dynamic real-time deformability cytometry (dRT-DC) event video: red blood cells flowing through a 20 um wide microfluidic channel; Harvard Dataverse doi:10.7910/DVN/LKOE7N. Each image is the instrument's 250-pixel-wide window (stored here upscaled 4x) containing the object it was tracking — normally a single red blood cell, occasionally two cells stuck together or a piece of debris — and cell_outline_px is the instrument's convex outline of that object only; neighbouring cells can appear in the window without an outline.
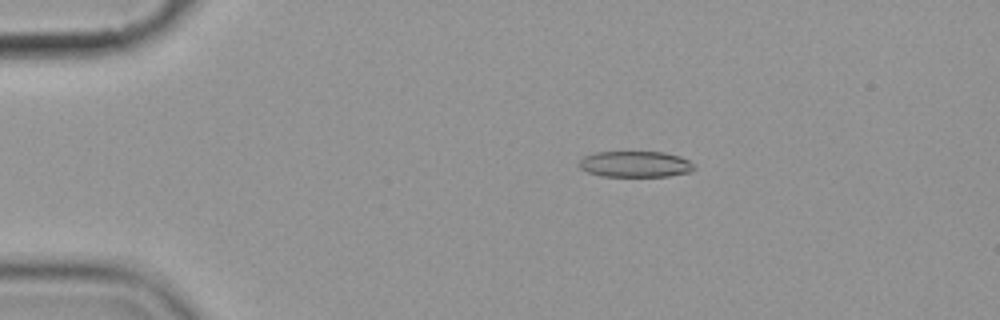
{"species": "common noctule bat (a hibernating species)", "species_latin": "Nyctalus noctula", "temperature_condition": "cold", "stored_images_in_passage": 5, "camera_frame_rate_fps": 3000, "um_per_image_px": 0.085, "animal": {"sex": "female", "body_mass_g": 19.9}, "frame": {"image": 1, "passage_image": 4, "time_ms": 3.333, "image_size_px": [1000, 320], "cell_outline_px": [[696, 168], [692, 172], [668, 176], [600, 176], [588, 172], [580, 168], [580, 160], [584, 156], [596, 152], [664, 152], [680, 156], [688, 160]], "centroid_in_image_um": [54.02, 13.95], "position_along_channel_um": 31.0, "area_um2": 17.46}}